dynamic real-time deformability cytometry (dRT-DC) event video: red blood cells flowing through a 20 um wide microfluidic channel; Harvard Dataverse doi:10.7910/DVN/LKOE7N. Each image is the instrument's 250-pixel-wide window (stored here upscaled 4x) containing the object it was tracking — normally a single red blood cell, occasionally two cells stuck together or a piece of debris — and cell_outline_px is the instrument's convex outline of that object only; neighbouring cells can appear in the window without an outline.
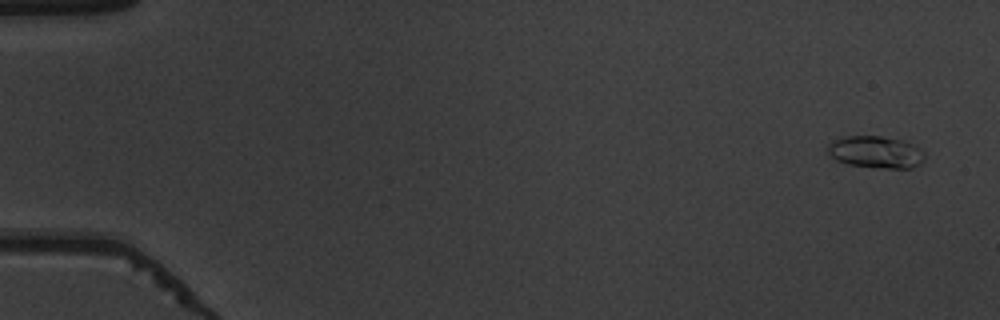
{"species": "common noctule bat (a hibernating species)", "species_latin": "Nyctalus noctula", "temperature_condition": "warm", "stored_images_in_passage": 12, "camera_frame_rate_fps": 3000, "um_per_image_px": 0.085, "animal": {"sex": "male", "body_mass_g": 19.5, "forearm_length_mm": 54.6}, "frame": {"image": 1, "passage_image": 3, "time_ms": 0.667, "image_size_px": [1000, 320], "cell_outline_px": [[924, 160], [920, 164], [912, 168], [888, 168], [848, 164], [836, 160], [828, 156], [828, 144], [844, 136], [880, 136], [900, 140], [912, 144], [920, 148], [924, 152]], "centroid_in_image_um": [74.44, 12.93], "position_along_channel_um": 10.6, "area_um2": 17.98}}